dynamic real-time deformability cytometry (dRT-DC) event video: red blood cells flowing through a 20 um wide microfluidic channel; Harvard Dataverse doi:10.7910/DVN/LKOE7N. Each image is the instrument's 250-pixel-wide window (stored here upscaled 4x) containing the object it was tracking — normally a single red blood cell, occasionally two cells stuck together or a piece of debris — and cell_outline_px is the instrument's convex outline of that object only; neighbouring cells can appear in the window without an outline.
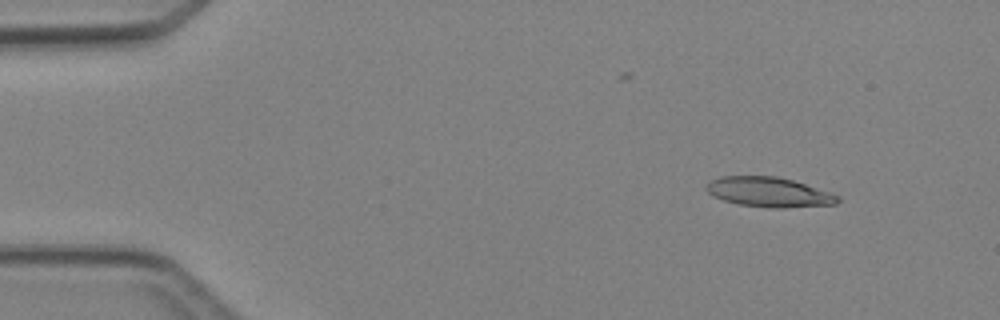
{"species": "Egyptian fruit bat (a non-hibernating species)", "species_latin": "Rousettus aegyptiacus", "temperature_condition": "cold", "stored_images_in_passage": 3, "camera_frame_rate_fps": 3000, "um_per_image_px": 0.085, "animal": {"sex": "female"}, "frame": {"image": 1, "passage_image": 1, "time_ms": 0.0, "image_size_px": [1000, 320], "cell_outline_px": [[840, 200], [836, 204], [784, 208], [772, 208], [740, 204], [724, 200], [712, 196], [704, 188], [712, 180], [720, 176], [776, 176], [792, 180], [840, 196]], "centroid_in_image_um": [65.34, 16.33], "position_along_channel_um": 19.7, "area_um2": 22.6}}
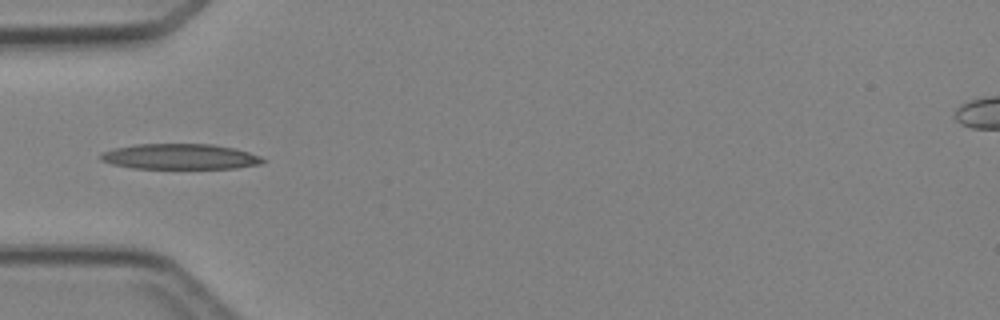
{"frame": {"image": 2, "passage_image": 3, "time_ms": 3.333, "image_size_px": [1000, 320], "cell_outline_px": [[264, 160], [260, 164], [236, 168], [132, 168], [112, 164], [100, 160], [100, 152], [116, 148], [136, 144], [212, 144], [232, 148], [248, 152], [260, 156]], "centroid_in_image_um": [15.26, 13.31], "position_along_channel_um": 69.7, "area_um2": 23.87}}